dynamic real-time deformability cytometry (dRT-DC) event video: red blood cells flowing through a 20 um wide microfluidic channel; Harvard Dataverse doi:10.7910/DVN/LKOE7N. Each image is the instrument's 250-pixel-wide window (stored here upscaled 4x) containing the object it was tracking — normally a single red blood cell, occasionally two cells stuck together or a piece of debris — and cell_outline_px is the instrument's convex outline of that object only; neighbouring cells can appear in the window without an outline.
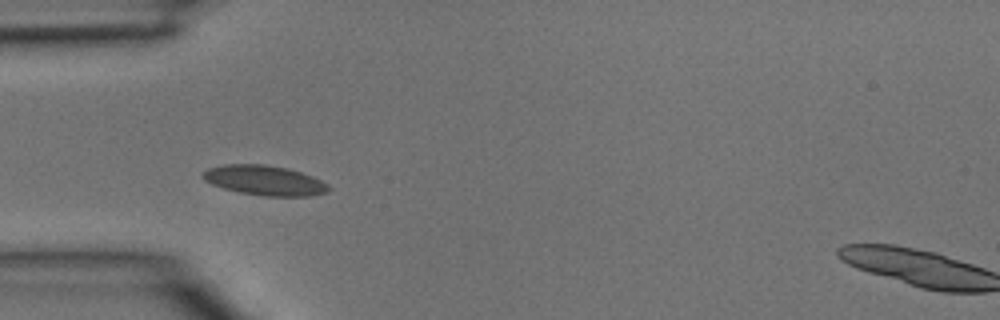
{"species": "common noctule bat (a hibernating species)", "species_latin": "Nyctalus noctula", "temperature_condition": "room temperature", "stored_images_in_passage": 4, "camera_frame_rate_fps": 3000, "um_per_image_px": 0.085, "animal": {"sex": "male", "body_mass_g": 15.6}, "frame": {"image": 1, "passage_image": 4, "time_ms": 1.0, "image_size_px": [1000, 320], "cell_outline_px": [[332, 188], [328, 192], [312, 196], [264, 196], [240, 192], [224, 188], [212, 184], [204, 180], [200, 176], [200, 172], [208, 168], [224, 164], [264, 164], [288, 168], [312, 176], [328, 184]], "centroid_in_image_um": [22.48, 15.33], "position_along_channel_um": 62.5, "area_um2": 22.08}}